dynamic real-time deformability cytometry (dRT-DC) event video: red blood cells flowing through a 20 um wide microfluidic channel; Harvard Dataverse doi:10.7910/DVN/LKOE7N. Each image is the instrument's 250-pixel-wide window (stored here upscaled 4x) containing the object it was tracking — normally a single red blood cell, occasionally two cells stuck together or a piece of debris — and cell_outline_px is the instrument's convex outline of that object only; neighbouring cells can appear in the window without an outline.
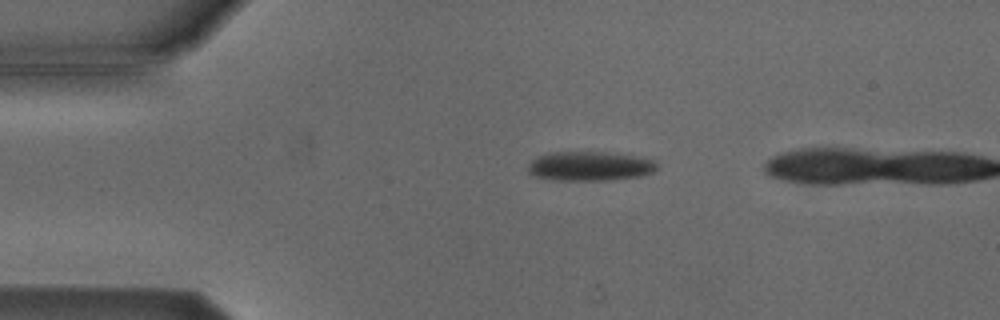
{"species": "Egyptian fruit bat (a non-hibernating species)", "species_latin": "Rousettus aegyptiacus", "temperature_condition": "cold", "stored_images_in_passage": 38, "camera_frame_rate_fps": 3000, "um_per_image_px": 0.085, "animal": {"sex": "male"}, "frame": {"image": 1, "passage_image": 2, "time_ms": 0.333, "image_size_px": [1000, 320], "cell_outline_px": [[660, 168], [652, 172], [640, 176], [612, 180], [556, 180], [532, 176], [528, 172], [528, 164], [536, 156], [548, 152], [604, 152], [640, 156], [656, 160]], "centroid_in_image_um": [50.16, 14.11], "position_along_channel_um": 34.8, "area_um2": 22.48}}
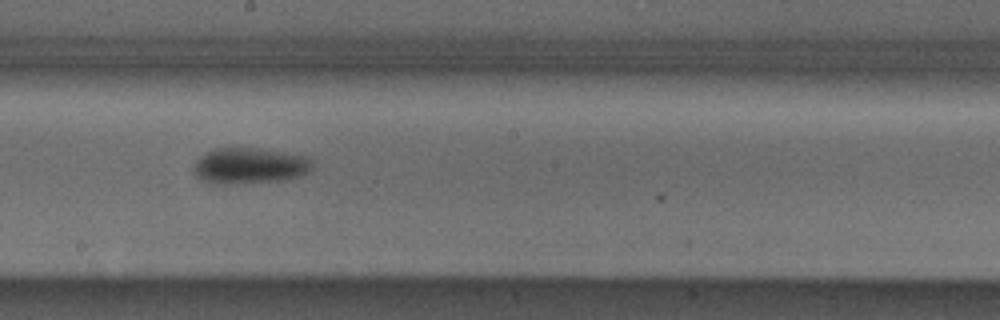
{"frame": {"image": 2, "passage_image": 20, "time_ms": 6.333, "image_size_px": [1000, 320], "cell_outline_px": [[312, 168], [308, 172], [300, 176], [280, 180], [232, 184], [216, 184], [204, 180], [196, 176], [192, 172], [192, 168], [196, 160], [200, 156], [216, 148], [260, 148], [312, 156]], "centroid_in_image_um": [21.24, 14.08], "position_along_channel_um": 227.0, "area_um2": 25.14}}
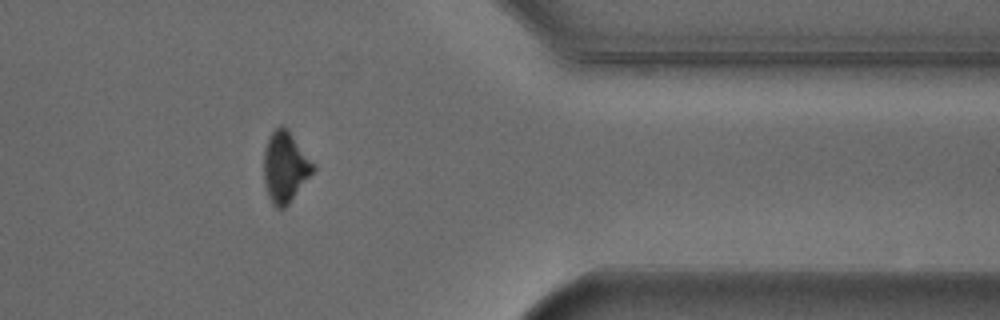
{"frame": {"image": 3, "passage_image": 34, "time_ms": 11.0, "image_size_px": [1000, 320], "cell_outline_px": [[316, 168], [288, 204], [284, 208], [276, 208], [272, 204], [268, 196], [264, 180], [264, 152], [268, 136], [280, 124], [284, 124], [288, 128]], "centroid_in_image_um": [24.21, 14.17], "position_along_channel_um": 387.2, "area_um2": 20.17}, "authors_computed_cell_mechanics": {"area_um2": 23.4957, "velocity_mm_per_s": 3.8331, "shape_relaxation_time_tau1_ms": 1.6744, "shape_relaxation_time_tau2_ms": null, "deformation_change_tau1": 0.0898, "deformation_change_tau2": null}}